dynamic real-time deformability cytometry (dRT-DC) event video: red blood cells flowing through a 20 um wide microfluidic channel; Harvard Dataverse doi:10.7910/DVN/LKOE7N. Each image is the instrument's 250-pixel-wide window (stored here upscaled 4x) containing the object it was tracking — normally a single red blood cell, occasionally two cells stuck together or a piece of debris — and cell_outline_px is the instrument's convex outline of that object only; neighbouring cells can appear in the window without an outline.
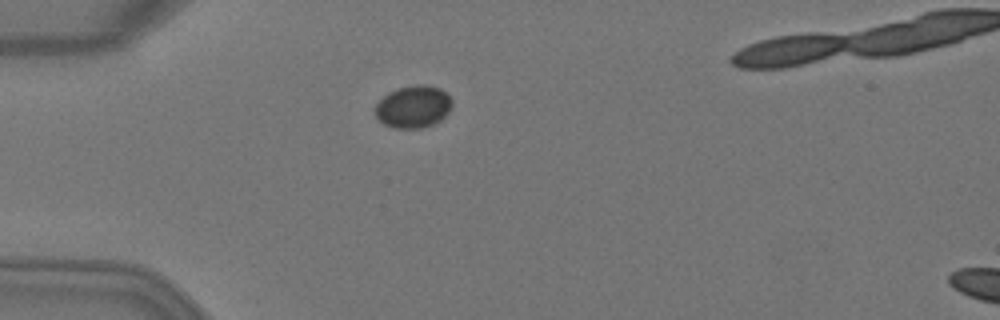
{"species": "Egyptian fruit bat (a non-hibernating species)", "species_latin": "Rousettus aegyptiacus", "temperature_condition": "warm", "stored_images_in_passage": 2, "camera_frame_rate_fps": 3000, "um_per_image_px": 0.085, "animal": {"sex": "female"}, "frame": {"image": 1, "passage_image": 1, "time_ms": 0.0, "image_size_px": [1000, 320], "cell_outline_px": [[452, 104], [448, 112], [440, 120], [432, 124], [420, 128], [392, 128], [384, 124], [376, 116], [376, 104], [388, 92], [396, 88], [416, 84], [424, 84], [440, 88], [452, 100]], "centroid_in_image_um": [35.12, 9.06], "position_along_channel_um": 49.9, "area_um2": 18.84}}